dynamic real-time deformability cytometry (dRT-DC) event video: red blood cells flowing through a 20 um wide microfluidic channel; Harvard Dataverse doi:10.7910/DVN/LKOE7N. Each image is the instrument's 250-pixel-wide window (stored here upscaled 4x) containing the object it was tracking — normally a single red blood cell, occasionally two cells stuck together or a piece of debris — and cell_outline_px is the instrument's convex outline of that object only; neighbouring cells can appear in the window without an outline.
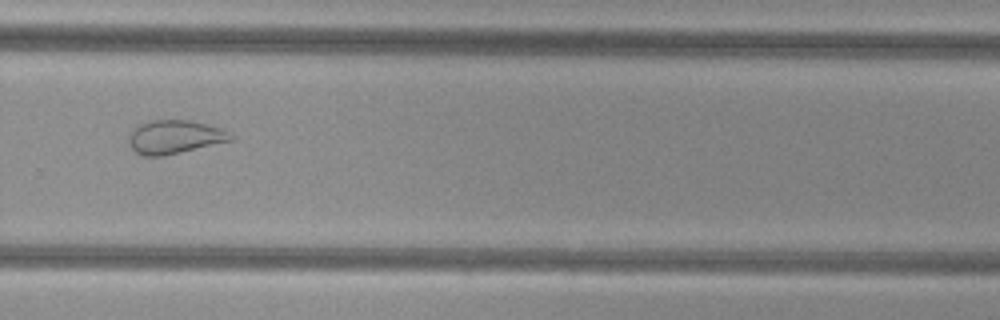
{"species": "common noctule bat (a hibernating species)", "species_latin": "Nyctalus noctula", "temperature_condition": "cold", "stored_images_in_passage": 31, "camera_frame_rate_fps": 3000, "um_per_image_px": 0.085, "animal": {"sex": "female", "body_mass_g": 29.2, "forearm_length_mm": 56.3}, "frame": {"image": 1, "passage_image": 26, "time_ms": 8.333, "image_size_px": [1000, 320], "cell_outline_px": [[236, 136], [232, 140], [164, 156], [144, 156], [136, 152], [128, 144], [128, 136], [132, 128], [136, 124], [152, 120], [192, 120], [208, 124], [220, 128]], "centroid_in_image_um": [14.81, 11.63], "position_along_channel_um": 315.0, "area_um2": 20.17}}